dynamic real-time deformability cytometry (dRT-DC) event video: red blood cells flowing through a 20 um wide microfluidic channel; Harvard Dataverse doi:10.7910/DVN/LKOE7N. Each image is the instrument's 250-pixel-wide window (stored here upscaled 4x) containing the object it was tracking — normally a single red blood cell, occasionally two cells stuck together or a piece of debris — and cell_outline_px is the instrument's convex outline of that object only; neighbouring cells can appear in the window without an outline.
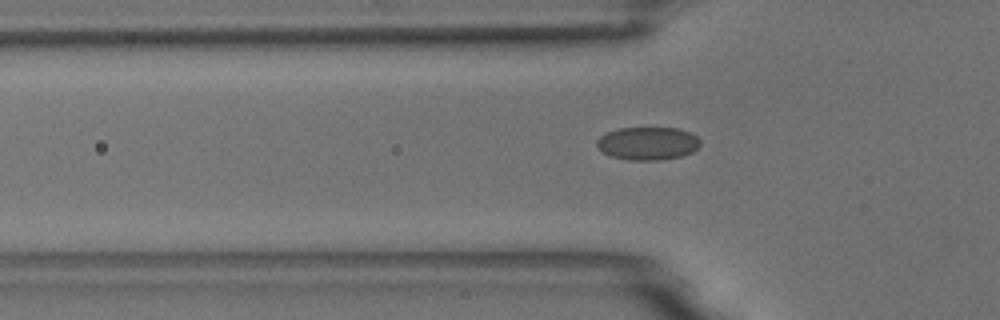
{"species": "common noctule bat (a hibernating species)", "species_latin": "Nyctalus noctula", "temperature_condition": "room temperature", "stored_images_in_passage": 41, "camera_frame_rate_fps": 3000, "um_per_image_px": 0.085, "animal": {"sex": "male", "body_mass_g": 18.8}, "frame": {"image": 1, "passage_image": 6, "time_ms": 1.667, "image_size_px": [1000, 320], "cell_outline_px": [[700, 144], [692, 152], [680, 156], [660, 160], [628, 160], [612, 156], [604, 152], [596, 144], [596, 140], [600, 136], [608, 132], [620, 128], [676, 128], [688, 132], [696, 136], [700, 140]], "centroid_in_image_um": [55.05, 12.19], "position_along_channel_um": 70.7, "area_um2": 19.65}}
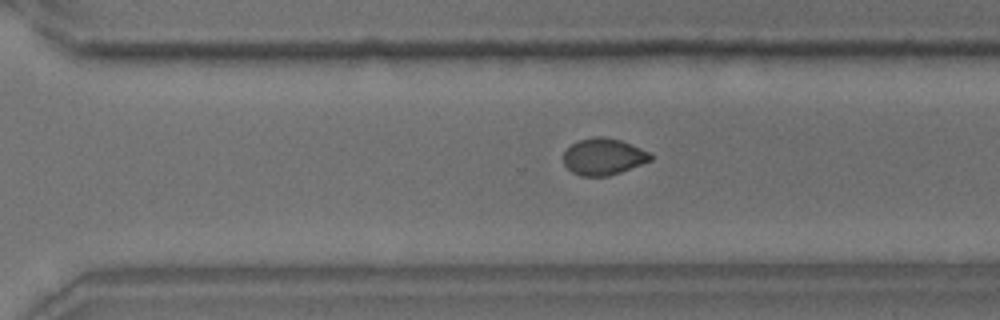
{"frame": {"image": 2, "passage_image": 26, "time_ms": 8.333, "image_size_px": [1000, 320], "cell_outline_px": [[652, 160], [620, 172], [608, 176], [580, 176], [572, 172], [564, 164], [564, 152], [572, 144], [580, 140], [596, 136], [600, 136], [620, 140], [632, 144], [648, 152], [652, 156]], "centroid_in_image_um": [51.29, 13.32], "position_along_channel_um": 319.3, "area_um2": 18.38}}
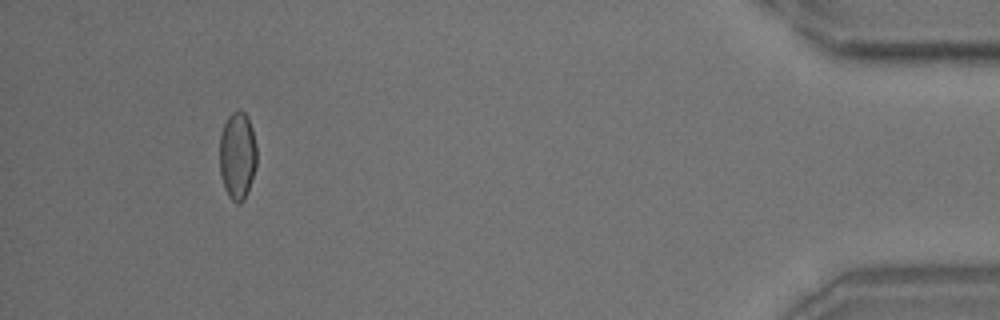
{"frame": {"image": 3, "passage_image": 39, "time_ms": 12.667, "image_size_px": [1000, 320], "cell_outline_px": [[256, 164], [248, 192], [244, 200], [240, 204], [236, 204], [228, 196], [224, 188], [220, 172], [220, 136], [224, 124], [228, 116], [232, 112], [240, 108], [248, 116], [252, 128], [256, 144]], "centroid_in_image_um": [20.18, 13.22], "position_along_channel_um": 415.0, "area_um2": 19.19}}